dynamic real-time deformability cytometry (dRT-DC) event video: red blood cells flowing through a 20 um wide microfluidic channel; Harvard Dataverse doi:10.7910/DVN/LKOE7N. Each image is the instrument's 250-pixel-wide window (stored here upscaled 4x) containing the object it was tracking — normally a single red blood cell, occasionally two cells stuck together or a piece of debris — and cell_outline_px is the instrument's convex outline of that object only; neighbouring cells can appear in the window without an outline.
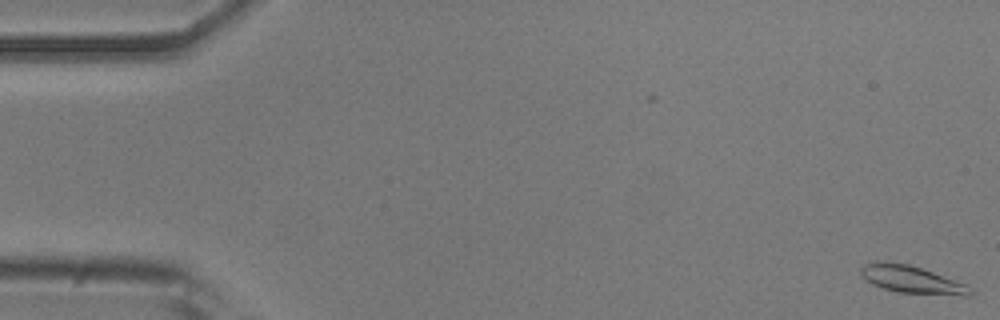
{"species": "common noctule bat (a hibernating species)", "species_latin": "Nyctalus noctula", "temperature_condition": "room temperature", "stored_images_in_passage": 54, "camera_frame_rate_fps": 3000, "um_per_image_px": 0.085, "animal": {"sex": "male", "body_mass_g": 20.5, "forearm_length_mm": 52.5}, "frame": {"image": 1, "passage_image": 1, "time_ms": 0.0, "image_size_px": [1000, 320], "cell_outline_px": [[972, 292], [968, 296], [964, 296], [896, 292], [872, 284], [860, 276], [860, 268], [864, 264], [880, 260], [908, 264], [956, 280], [972, 288]], "centroid_in_image_um": [77.45, 23.75], "position_along_channel_um": 7.5, "area_um2": 17.57}}
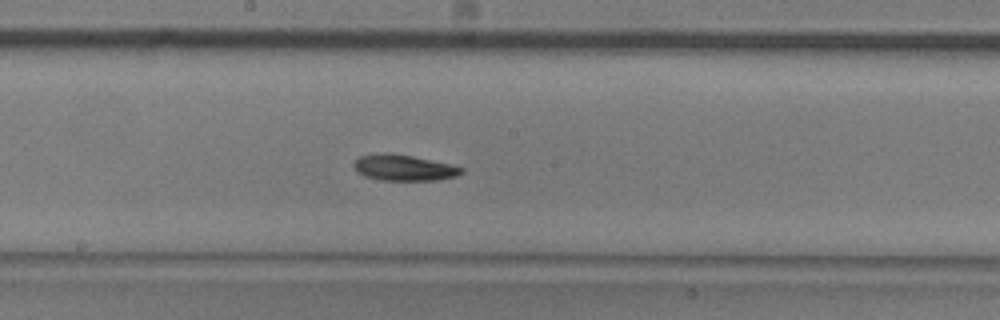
{"frame": {"image": 2, "passage_image": 29, "time_ms": 9.333, "image_size_px": [1000, 320], "cell_outline_px": [[464, 172], [456, 176], [436, 180], [380, 180], [364, 176], [356, 172], [352, 164], [360, 156], [384, 152], [388, 152], [412, 156], [448, 164], [464, 168]], "centroid_in_image_um": [34.28, 14.26], "position_along_channel_um": 213.9, "area_um2": 16.24}}
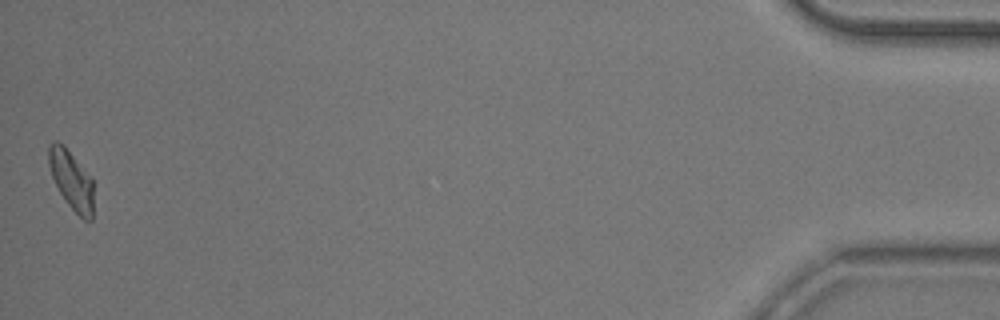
{"frame": {"image": 3, "passage_image": 54, "time_ms": 17.667, "image_size_px": [1000, 320], "cell_outline_px": [[92, 220], [84, 220], [68, 204], [60, 192], [52, 176], [48, 164], [48, 144], [56, 140], [64, 144], [92, 176]], "centroid_in_image_um": [6.06, 15.23], "position_along_channel_um": 429.1, "area_um2": 15.43}, "authors_computed_cell_mechanics": {"area_um2": 16.1551, "velocity_mm_per_s": 3.7387, "shape_relaxation_time_tau1_ms": 3.7721, "shape_relaxation_time_tau2_ms": null, "deformation_change_tau1": 0.1448, "deformation_change_tau2": null}}